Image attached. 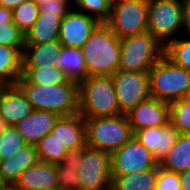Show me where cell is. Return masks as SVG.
<instances>
[{"mask_svg":"<svg viewBox=\"0 0 190 190\" xmlns=\"http://www.w3.org/2000/svg\"><path fill=\"white\" fill-rule=\"evenodd\" d=\"M87 145L111 155L134 137L127 114L84 117Z\"/></svg>","mask_w":190,"mask_h":190,"instance_id":"cell-4","label":"cell"},{"mask_svg":"<svg viewBox=\"0 0 190 190\" xmlns=\"http://www.w3.org/2000/svg\"><path fill=\"white\" fill-rule=\"evenodd\" d=\"M24 1L25 0H0V6L13 10Z\"/></svg>","mask_w":190,"mask_h":190,"instance_id":"cell-40","label":"cell"},{"mask_svg":"<svg viewBox=\"0 0 190 190\" xmlns=\"http://www.w3.org/2000/svg\"><path fill=\"white\" fill-rule=\"evenodd\" d=\"M7 185L2 181V178L0 176V190H7Z\"/></svg>","mask_w":190,"mask_h":190,"instance_id":"cell-42","label":"cell"},{"mask_svg":"<svg viewBox=\"0 0 190 190\" xmlns=\"http://www.w3.org/2000/svg\"><path fill=\"white\" fill-rule=\"evenodd\" d=\"M127 117L133 133L148 127L165 126L170 120V105L168 102L149 97L128 112Z\"/></svg>","mask_w":190,"mask_h":190,"instance_id":"cell-14","label":"cell"},{"mask_svg":"<svg viewBox=\"0 0 190 190\" xmlns=\"http://www.w3.org/2000/svg\"><path fill=\"white\" fill-rule=\"evenodd\" d=\"M26 141L15 126L0 127V160H5L18 152Z\"/></svg>","mask_w":190,"mask_h":190,"instance_id":"cell-29","label":"cell"},{"mask_svg":"<svg viewBox=\"0 0 190 190\" xmlns=\"http://www.w3.org/2000/svg\"><path fill=\"white\" fill-rule=\"evenodd\" d=\"M106 23L119 39L148 32V0H112Z\"/></svg>","mask_w":190,"mask_h":190,"instance_id":"cell-7","label":"cell"},{"mask_svg":"<svg viewBox=\"0 0 190 190\" xmlns=\"http://www.w3.org/2000/svg\"><path fill=\"white\" fill-rule=\"evenodd\" d=\"M159 166L181 173L190 169V134H179Z\"/></svg>","mask_w":190,"mask_h":190,"instance_id":"cell-24","label":"cell"},{"mask_svg":"<svg viewBox=\"0 0 190 190\" xmlns=\"http://www.w3.org/2000/svg\"><path fill=\"white\" fill-rule=\"evenodd\" d=\"M11 188L13 190H58L56 164L39 160L26 169Z\"/></svg>","mask_w":190,"mask_h":190,"instance_id":"cell-17","label":"cell"},{"mask_svg":"<svg viewBox=\"0 0 190 190\" xmlns=\"http://www.w3.org/2000/svg\"><path fill=\"white\" fill-rule=\"evenodd\" d=\"M58 190H82L76 167L56 164Z\"/></svg>","mask_w":190,"mask_h":190,"instance_id":"cell-34","label":"cell"},{"mask_svg":"<svg viewBox=\"0 0 190 190\" xmlns=\"http://www.w3.org/2000/svg\"><path fill=\"white\" fill-rule=\"evenodd\" d=\"M183 36L190 38V0H183Z\"/></svg>","mask_w":190,"mask_h":190,"instance_id":"cell-38","label":"cell"},{"mask_svg":"<svg viewBox=\"0 0 190 190\" xmlns=\"http://www.w3.org/2000/svg\"><path fill=\"white\" fill-rule=\"evenodd\" d=\"M33 111V106L17 84L0 86V125L16 126Z\"/></svg>","mask_w":190,"mask_h":190,"instance_id":"cell-13","label":"cell"},{"mask_svg":"<svg viewBox=\"0 0 190 190\" xmlns=\"http://www.w3.org/2000/svg\"><path fill=\"white\" fill-rule=\"evenodd\" d=\"M74 8L106 22L111 14L112 0H72Z\"/></svg>","mask_w":190,"mask_h":190,"instance_id":"cell-33","label":"cell"},{"mask_svg":"<svg viewBox=\"0 0 190 190\" xmlns=\"http://www.w3.org/2000/svg\"><path fill=\"white\" fill-rule=\"evenodd\" d=\"M63 17L51 13H39L32 28L25 34V44H43L59 39Z\"/></svg>","mask_w":190,"mask_h":190,"instance_id":"cell-21","label":"cell"},{"mask_svg":"<svg viewBox=\"0 0 190 190\" xmlns=\"http://www.w3.org/2000/svg\"><path fill=\"white\" fill-rule=\"evenodd\" d=\"M63 48L59 40L43 44H25L23 50V68L57 67Z\"/></svg>","mask_w":190,"mask_h":190,"instance_id":"cell-20","label":"cell"},{"mask_svg":"<svg viewBox=\"0 0 190 190\" xmlns=\"http://www.w3.org/2000/svg\"><path fill=\"white\" fill-rule=\"evenodd\" d=\"M164 54L175 64L185 68L190 72V38L179 36L171 40L164 50Z\"/></svg>","mask_w":190,"mask_h":190,"instance_id":"cell-30","label":"cell"},{"mask_svg":"<svg viewBox=\"0 0 190 190\" xmlns=\"http://www.w3.org/2000/svg\"><path fill=\"white\" fill-rule=\"evenodd\" d=\"M122 71L149 73L164 55L165 46L150 32L120 39Z\"/></svg>","mask_w":190,"mask_h":190,"instance_id":"cell-5","label":"cell"},{"mask_svg":"<svg viewBox=\"0 0 190 190\" xmlns=\"http://www.w3.org/2000/svg\"><path fill=\"white\" fill-rule=\"evenodd\" d=\"M169 123L179 134H190V103L179 99L169 103Z\"/></svg>","mask_w":190,"mask_h":190,"instance_id":"cell-32","label":"cell"},{"mask_svg":"<svg viewBox=\"0 0 190 190\" xmlns=\"http://www.w3.org/2000/svg\"><path fill=\"white\" fill-rule=\"evenodd\" d=\"M36 145L26 144L11 157L0 160V176L2 181L11 188L19 176L39 161Z\"/></svg>","mask_w":190,"mask_h":190,"instance_id":"cell-18","label":"cell"},{"mask_svg":"<svg viewBox=\"0 0 190 190\" xmlns=\"http://www.w3.org/2000/svg\"><path fill=\"white\" fill-rule=\"evenodd\" d=\"M51 133L67 151L77 150L87 145L86 124L80 113L60 116Z\"/></svg>","mask_w":190,"mask_h":190,"instance_id":"cell-16","label":"cell"},{"mask_svg":"<svg viewBox=\"0 0 190 190\" xmlns=\"http://www.w3.org/2000/svg\"><path fill=\"white\" fill-rule=\"evenodd\" d=\"M0 45L19 48L25 47V34L13 23L12 9L0 6Z\"/></svg>","mask_w":190,"mask_h":190,"instance_id":"cell-26","label":"cell"},{"mask_svg":"<svg viewBox=\"0 0 190 190\" xmlns=\"http://www.w3.org/2000/svg\"><path fill=\"white\" fill-rule=\"evenodd\" d=\"M183 100L190 103V88L186 91Z\"/></svg>","mask_w":190,"mask_h":190,"instance_id":"cell-41","label":"cell"},{"mask_svg":"<svg viewBox=\"0 0 190 190\" xmlns=\"http://www.w3.org/2000/svg\"><path fill=\"white\" fill-rule=\"evenodd\" d=\"M82 154H83V148L68 151L66 157L60 162V164L62 166H72L78 169L79 158L82 156Z\"/></svg>","mask_w":190,"mask_h":190,"instance_id":"cell-37","label":"cell"},{"mask_svg":"<svg viewBox=\"0 0 190 190\" xmlns=\"http://www.w3.org/2000/svg\"><path fill=\"white\" fill-rule=\"evenodd\" d=\"M182 190H190V169L179 173Z\"/></svg>","mask_w":190,"mask_h":190,"instance_id":"cell-39","label":"cell"},{"mask_svg":"<svg viewBox=\"0 0 190 190\" xmlns=\"http://www.w3.org/2000/svg\"><path fill=\"white\" fill-rule=\"evenodd\" d=\"M36 147L39 159L52 164H59L68 153V151L51 132L44 136L36 144Z\"/></svg>","mask_w":190,"mask_h":190,"instance_id":"cell-28","label":"cell"},{"mask_svg":"<svg viewBox=\"0 0 190 190\" xmlns=\"http://www.w3.org/2000/svg\"><path fill=\"white\" fill-rule=\"evenodd\" d=\"M111 154L86 145L79 158L78 178L82 190H111Z\"/></svg>","mask_w":190,"mask_h":190,"instance_id":"cell-9","label":"cell"},{"mask_svg":"<svg viewBox=\"0 0 190 190\" xmlns=\"http://www.w3.org/2000/svg\"><path fill=\"white\" fill-rule=\"evenodd\" d=\"M148 32L164 46L183 35V0H148Z\"/></svg>","mask_w":190,"mask_h":190,"instance_id":"cell-8","label":"cell"},{"mask_svg":"<svg viewBox=\"0 0 190 190\" xmlns=\"http://www.w3.org/2000/svg\"><path fill=\"white\" fill-rule=\"evenodd\" d=\"M149 79L151 97L168 103L183 99L190 88V72L165 54L150 69Z\"/></svg>","mask_w":190,"mask_h":190,"instance_id":"cell-6","label":"cell"},{"mask_svg":"<svg viewBox=\"0 0 190 190\" xmlns=\"http://www.w3.org/2000/svg\"><path fill=\"white\" fill-rule=\"evenodd\" d=\"M39 12L38 5L32 0H25L12 10L13 23L26 34L37 20Z\"/></svg>","mask_w":190,"mask_h":190,"instance_id":"cell-31","label":"cell"},{"mask_svg":"<svg viewBox=\"0 0 190 190\" xmlns=\"http://www.w3.org/2000/svg\"><path fill=\"white\" fill-rule=\"evenodd\" d=\"M57 60V67L62 70L70 80L80 83L87 77V67L81 48L63 46Z\"/></svg>","mask_w":190,"mask_h":190,"instance_id":"cell-25","label":"cell"},{"mask_svg":"<svg viewBox=\"0 0 190 190\" xmlns=\"http://www.w3.org/2000/svg\"><path fill=\"white\" fill-rule=\"evenodd\" d=\"M111 161L112 175H127L159 165L153 153L134 137L111 155Z\"/></svg>","mask_w":190,"mask_h":190,"instance_id":"cell-11","label":"cell"},{"mask_svg":"<svg viewBox=\"0 0 190 190\" xmlns=\"http://www.w3.org/2000/svg\"><path fill=\"white\" fill-rule=\"evenodd\" d=\"M87 77L112 76L119 69L120 39L106 22H100L81 47Z\"/></svg>","mask_w":190,"mask_h":190,"instance_id":"cell-1","label":"cell"},{"mask_svg":"<svg viewBox=\"0 0 190 190\" xmlns=\"http://www.w3.org/2000/svg\"><path fill=\"white\" fill-rule=\"evenodd\" d=\"M158 165L127 175H112L111 190H156Z\"/></svg>","mask_w":190,"mask_h":190,"instance_id":"cell-23","label":"cell"},{"mask_svg":"<svg viewBox=\"0 0 190 190\" xmlns=\"http://www.w3.org/2000/svg\"><path fill=\"white\" fill-rule=\"evenodd\" d=\"M79 113L90 118L122 114L112 76H90L79 83Z\"/></svg>","mask_w":190,"mask_h":190,"instance_id":"cell-3","label":"cell"},{"mask_svg":"<svg viewBox=\"0 0 190 190\" xmlns=\"http://www.w3.org/2000/svg\"><path fill=\"white\" fill-rule=\"evenodd\" d=\"M112 78L122 114L151 97L149 73L118 70Z\"/></svg>","mask_w":190,"mask_h":190,"instance_id":"cell-10","label":"cell"},{"mask_svg":"<svg viewBox=\"0 0 190 190\" xmlns=\"http://www.w3.org/2000/svg\"><path fill=\"white\" fill-rule=\"evenodd\" d=\"M99 23L97 18L73 7L61 21L58 40L63 46L81 48Z\"/></svg>","mask_w":190,"mask_h":190,"instance_id":"cell-12","label":"cell"},{"mask_svg":"<svg viewBox=\"0 0 190 190\" xmlns=\"http://www.w3.org/2000/svg\"><path fill=\"white\" fill-rule=\"evenodd\" d=\"M73 7L72 0H50L39 5V13H51L64 18Z\"/></svg>","mask_w":190,"mask_h":190,"instance_id":"cell-36","label":"cell"},{"mask_svg":"<svg viewBox=\"0 0 190 190\" xmlns=\"http://www.w3.org/2000/svg\"><path fill=\"white\" fill-rule=\"evenodd\" d=\"M156 190H182L179 173L158 165Z\"/></svg>","mask_w":190,"mask_h":190,"instance_id":"cell-35","label":"cell"},{"mask_svg":"<svg viewBox=\"0 0 190 190\" xmlns=\"http://www.w3.org/2000/svg\"><path fill=\"white\" fill-rule=\"evenodd\" d=\"M179 133L169 123L165 126L148 127L134 132V138L153 153L160 163L175 144Z\"/></svg>","mask_w":190,"mask_h":190,"instance_id":"cell-15","label":"cell"},{"mask_svg":"<svg viewBox=\"0 0 190 190\" xmlns=\"http://www.w3.org/2000/svg\"><path fill=\"white\" fill-rule=\"evenodd\" d=\"M60 115L51 111L34 110L15 126L28 144L36 145L49 134Z\"/></svg>","mask_w":190,"mask_h":190,"instance_id":"cell-19","label":"cell"},{"mask_svg":"<svg viewBox=\"0 0 190 190\" xmlns=\"http://www.w3.org/2000/svg\"><path fill=\"white\" fill-rule=\"evenodd\" d=\"M17 85L26 95L34 110L51 111L60 116L79 113V83L70 80L53 86L30 84L23 76Z\"/></svg>","mask_w":190,"mask_h":190,"instance_id":"cell-2","label":"cell"},{"mask_svg":"<svg viewBox=\"0 0 190 190\" xmlns=\"http://www.w3.org/2000/svg\"><path fill=\"white\" fill-rule=\"evenodd\" d=\"M23 52L0 45V86L16 85L23 74Z\"/></svg>","mask_w":190,"mask_h":190,"instance_id":"cell-22","label":"cell"},{"mask_svg":"<svg viewBox=\"0 0 190 190\" xmlns=\"http://www.w3.org/2000/svg\"><path fill=\"white\" fill-rule=\"evenodd\" d=\"M22 76L30 83L40 86H53L68 83L70 79L58 67L23 68Z\"/></svg>","mask_w":190,"mask_h":190,"instance_id":"cell-27","label":"cell"},{"mask_svg":"<svg viewBox=\"0 0 190 190\" xmlns=\"http://www.w3.org/2000/svg\"><path fill=\"white\" fill-rule=\"evenodd\" d=\"M36 5H41L43 3H46L47 1H50V0H32Z\"/></svg>","mask_w":190,"mask_h":190,"instance_id":"cell-43","label":"cell"}]
</instances>
